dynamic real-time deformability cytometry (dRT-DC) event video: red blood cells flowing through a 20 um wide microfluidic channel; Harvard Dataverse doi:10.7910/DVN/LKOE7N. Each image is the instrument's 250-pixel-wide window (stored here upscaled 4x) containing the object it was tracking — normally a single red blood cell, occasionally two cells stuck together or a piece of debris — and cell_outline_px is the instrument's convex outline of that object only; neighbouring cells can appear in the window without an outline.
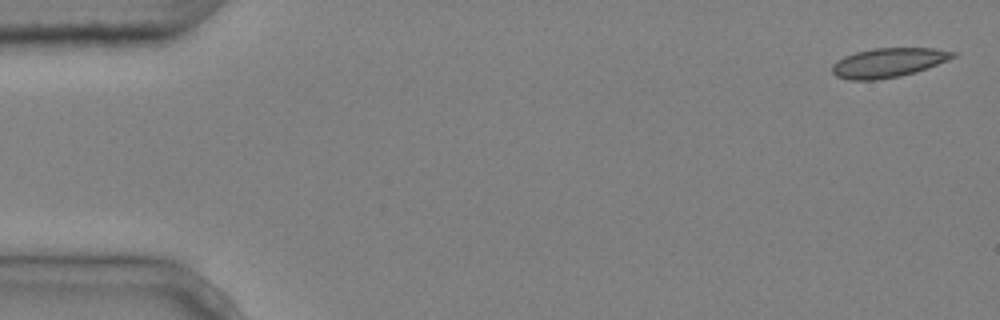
{"species": "common noctule bat (a hibernating species)", "species_latin": "Nyctalus noctula", "temperature_condition": "cold", "stored_images_in_passage": 5, "camera_frame_rate_fps": 3000, "um_per_image_px": 0.085, "animal": {"sex": "male", "body_mass_g": 20.4}, "frame": {"image": 1, "passage_image": 1, "time_ms": 0.0, "image_size_px": [1000, 320], "cell_outline_px": [[956, 56], [948, 60], [916, 72], [900, 76], [876, 80], [852, 80], [836, 76], [832, 72], [832, 64], [844, 56], [856, 52], [872, 48], [936, 48], [956, 52]], "centroid_in_image_um": [75.51, 5.32], "position_along_channel_um": 9.5, "area_um2": 20.63}}
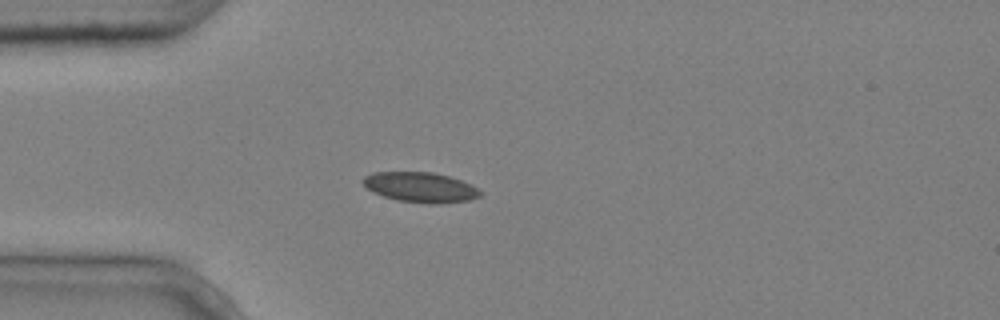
{"frame": {"image": 2, "passage_image": 5, "time_ms": 1.333, "image_size_px": [1000, 320], "cell_outline_px": [[484, 192], [480, 196], [468, 200], [436, 204], [432, 204], [396, 200], [372, 192], [360, 180], [364, 176], [372, 172], [432, 172], [448, 176], [460, 180]], "centroid_in_image_um": [35.7, 15.91], "position_along_channel_um": 49.3, "area_um2": 20.46}}